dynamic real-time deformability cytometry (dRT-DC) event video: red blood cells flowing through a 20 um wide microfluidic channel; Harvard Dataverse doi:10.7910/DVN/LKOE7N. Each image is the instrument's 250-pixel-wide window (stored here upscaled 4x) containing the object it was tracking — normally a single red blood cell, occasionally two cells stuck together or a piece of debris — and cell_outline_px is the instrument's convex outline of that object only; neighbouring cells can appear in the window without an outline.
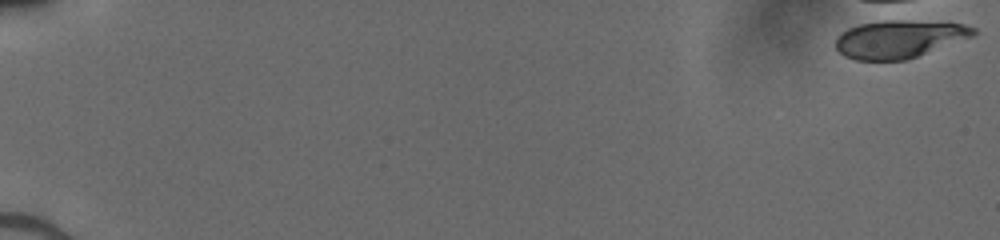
{"species": "human", "species_latin": "Homo sapiens", "temperature_condition": "cold", "stored_images_in_passage": 1, "camera_frame_rate_fps": 3000, "um_per_image_px": 0.085, "donor": {"sex": "male"}, "frame": {"image": 1, "passage_image": 1, "time_ms": 0.0, "image_size_px": [1000, 240], "cell_outline_px": [[976, 32], [972, 36], [908, 60], [856, 60], [844, 56], [836, 48], [836, 36], [840, 32], [848, 28], [860, 24], [892, 20], [900, 20], [964, 24], [976, 28]], "centroid_in_image_um": [76.39, 3.33], "position_along_channel_um": 8.6, "area_um2": 30.11}}